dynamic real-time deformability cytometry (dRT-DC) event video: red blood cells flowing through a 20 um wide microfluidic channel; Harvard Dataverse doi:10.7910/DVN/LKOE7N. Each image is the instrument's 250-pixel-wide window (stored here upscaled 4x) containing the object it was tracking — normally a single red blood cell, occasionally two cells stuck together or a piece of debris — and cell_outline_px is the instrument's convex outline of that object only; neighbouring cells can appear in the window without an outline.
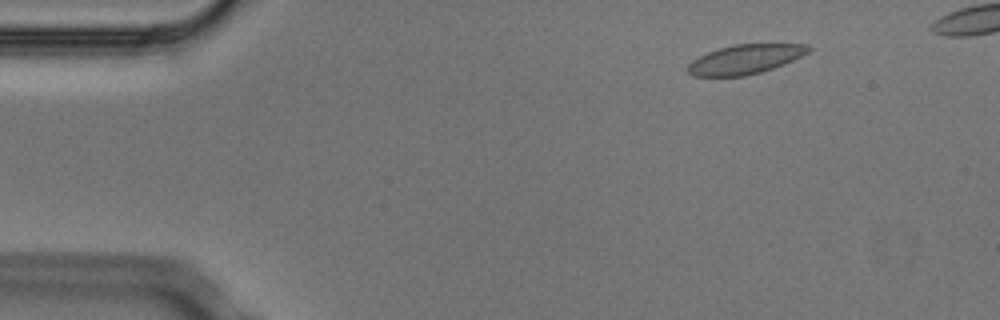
{"species": "Egyptian fruit bat (a non-hibernating species)", "species_latin": "Rousettus aegyptiacus", "temperature_condition": "cold", "stored_images_in_passage": 5, "camera_frame_rate_fps": 3000, "um_per_image_px": 0.085, "animal": {"sex": "male"}, "frame": {"image": 1, "passage_image": 2, "time_ms": 0.333, "image_size_px": [1000, 320], "cell_outline_px": [[812, 48], [808, 52], [792, 60], [772, 68], [760, 72], [744, 76], [692, 76], [688, 72], [688, 64], [692, 60], [708, 52], [732, 44], [808, 44]], "centroid_in_image_um": [63.32, 5.03], "position_along_channel_um": 21.7, "area_um2": 20.4}}